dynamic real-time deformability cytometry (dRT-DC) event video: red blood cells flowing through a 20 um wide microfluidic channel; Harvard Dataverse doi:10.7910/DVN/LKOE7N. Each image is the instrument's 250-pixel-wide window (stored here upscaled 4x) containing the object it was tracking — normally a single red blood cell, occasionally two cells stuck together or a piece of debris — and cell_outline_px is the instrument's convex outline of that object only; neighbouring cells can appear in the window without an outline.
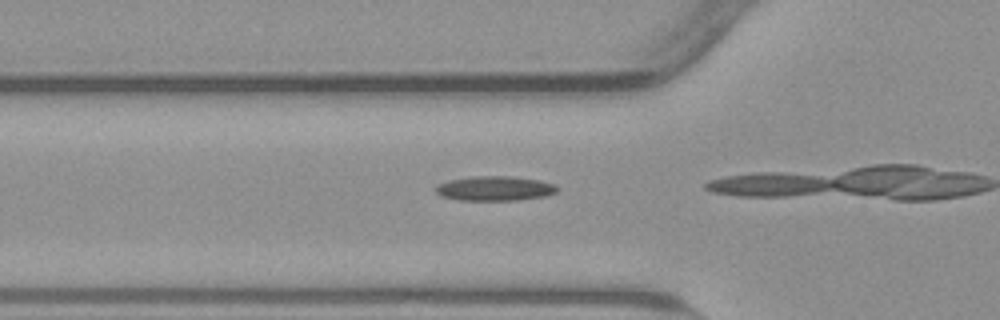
{"species": "common noctule bat (a hibernating species)", "species_latin": "Nyctalus noctula", "temperature_condition": "warm", "stored_images_in_passage": 15, "camera_frame_rate_fps": 3000, "um_per_image_px": 0.085, "animal": {"sex": "male", "body_mass_g": 23.1, "forearm_length_mm": 52.7}, "frame": {"image": 1, "passage_image": 14, "time_ms": 4.333, "image_size_px": [1000, 320], "cell_outline_px": [[560, 188], [556, 192], [544, 196], [516, 200], [460, 200], [444, 196], [436, 192], [436, 188], [440, 184], [448, 180], [476, 176], [512, 176], [540, 180], [556, 184]], "centroid_in_image_um": [42.13, 16.01], "position_along_channel_um": 83.7, "area_um2": 17.28}}